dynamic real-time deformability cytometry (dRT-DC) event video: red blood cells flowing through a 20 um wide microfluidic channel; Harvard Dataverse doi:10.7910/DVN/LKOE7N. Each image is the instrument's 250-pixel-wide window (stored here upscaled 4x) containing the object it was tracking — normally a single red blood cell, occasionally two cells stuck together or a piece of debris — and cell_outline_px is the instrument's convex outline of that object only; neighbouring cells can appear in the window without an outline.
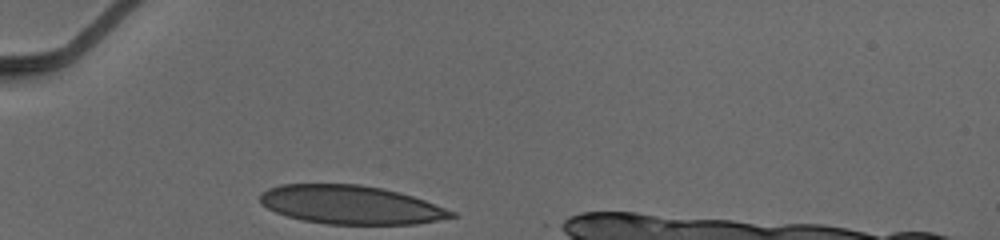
{"species": "human", "species_latin": "Homo sapiens", "temperature_condition": "cold", "stored_images_in_passage": 27, "camera_frame_rate_fps": 3000, "um_per_image_px": 0.085, "donor": {"sex": "male"}, "frame": {"image": 1, "passage_image": 1, "time_ms": 0.0, "image_size_px": [1000, 240], "cell_outline_px": [[460, 216], [416, 224], [328, 224], [304, 220], [288, 216], [276, 212], [260, 204], [260, 192], [268, 188], [280, 184], [360, 184], [380, 188], [412, 196], [424, 200], [456, 212]], "centroid_in_image_um": [29.8, 17.4], "position_along_channel_um": 55.2, "area_um2": 42.95}}
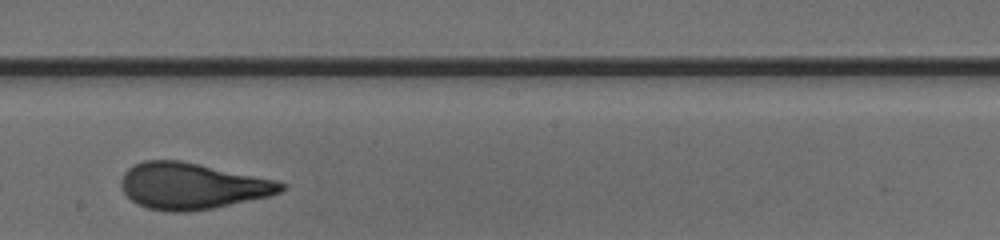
{"frame": {"image": 2, "passage_image": 16, "time_ms": 5.0, "image_size_px": [1000, 240], "cell_outline_px": [[288, 188], [280, 192], [268, 196], [212, 208], [188, 212], [172, 212], [148, 208], [132, 200], [124, 192], [120, 184], [120, 180], [124, 172], [136, 164], [148, 160], [176, 160], [280, 180], [288, 184]], "centroid_in_image_um": [16.38, 15.81], "position_along_channel_um": 231.8, "area_um2": 42.89}}
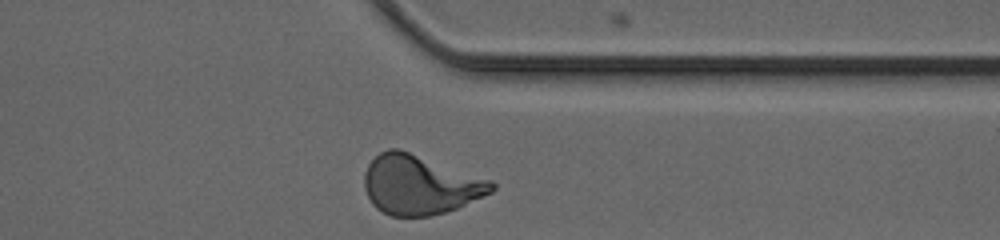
{"frame": {"image": 3, "passage_image": 27, "time_ms": 8.667, "image_size_px": [1000, 240], "cell_outline_px": [[496, 188], [492, 192], [484, 196], [456, 208], [444, 212], [428, 216], [392, 216], [376, 208], [372, 204], [364, 188], [364, 172], [368, 164], [380, 152], [388, 148], [400, 148], [492, 180], [496, 184]], "centroid_in_image_um": [35.69, 15.69], "position_along_channel_um": 375.7, "area_um2": 44.16}, "authors_computed_cell_mechanics": {"area_um2": 42.3674, "velocity_mm_per_s": 3.9207, "shape_relaxation_time_tau1_ms": 6.3326, "shape_relaxation_time_tau2_ms": null, "deformation_change_tau1": 0.2193, "deformation_change_tau2": null}}